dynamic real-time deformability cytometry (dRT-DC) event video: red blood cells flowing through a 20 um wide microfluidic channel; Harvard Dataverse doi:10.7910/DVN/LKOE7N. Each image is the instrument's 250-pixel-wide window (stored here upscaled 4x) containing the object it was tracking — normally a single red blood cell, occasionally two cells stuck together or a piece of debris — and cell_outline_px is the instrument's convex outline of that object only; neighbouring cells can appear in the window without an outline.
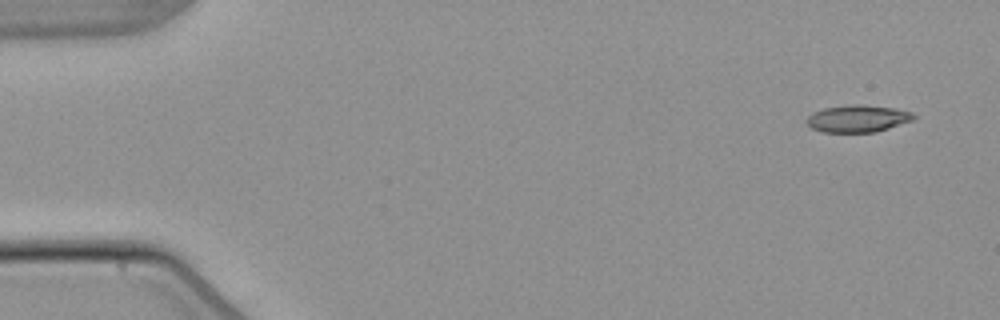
{"species": "common noctule bat (a hibernating species)", "species_latin": "Nyctalus noctula", "temperature_condition": "warm", "stored_images_in_passage": 4, "camera_frame_rate_fps": 3000, "um_per_image_px": 0.085, "animal": {"sex": "male", "body_mass_g": 21.5, "forearm_length_mm": 52.0}, "frame": {"image": 1, "passage_image": 1, "time_ms": 0.0, "image_size_px": [1000, 320], "cell_outline_px": [[916, 120], [876, 132], [824, 132], [812, 128], [804, 120], [812, 112], [824, 108], [852, 104], [860, 104], [896, 108], [912, 112], [916, 116]], "centroid_in_image_um": [72.94, 10.07], "position_along_channel_um": 12.1, "area_um2": 17.17}}
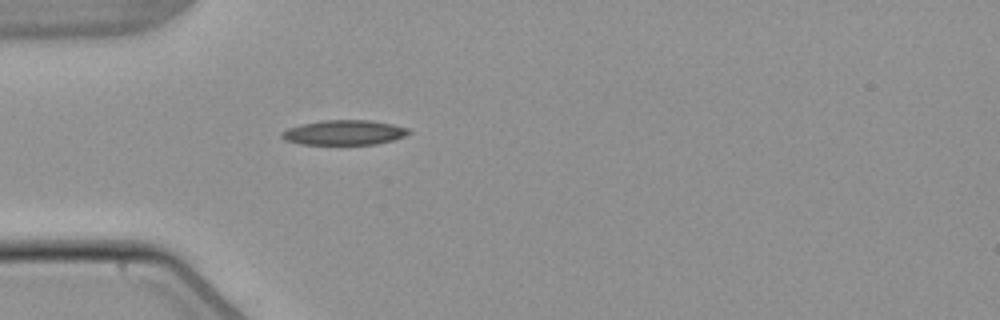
{"frame": {"image": 2, "passage_image": 4, "time_ms": 4.333, "image_size_px": [1000, 320], "cell_outline_px": [[412, 132], [404, 136], [392, 140], [376, 144], [300, 144], [284, 140], [280, 136], [280, 132], [288, 128], [304, 124], [324, 120], [368, 120], [392, 124], [408, 128]], "centroid_in_image_um": [29.24, 11.27], "position_along_channel_um": 55.8, "area_um2": 18.26}}